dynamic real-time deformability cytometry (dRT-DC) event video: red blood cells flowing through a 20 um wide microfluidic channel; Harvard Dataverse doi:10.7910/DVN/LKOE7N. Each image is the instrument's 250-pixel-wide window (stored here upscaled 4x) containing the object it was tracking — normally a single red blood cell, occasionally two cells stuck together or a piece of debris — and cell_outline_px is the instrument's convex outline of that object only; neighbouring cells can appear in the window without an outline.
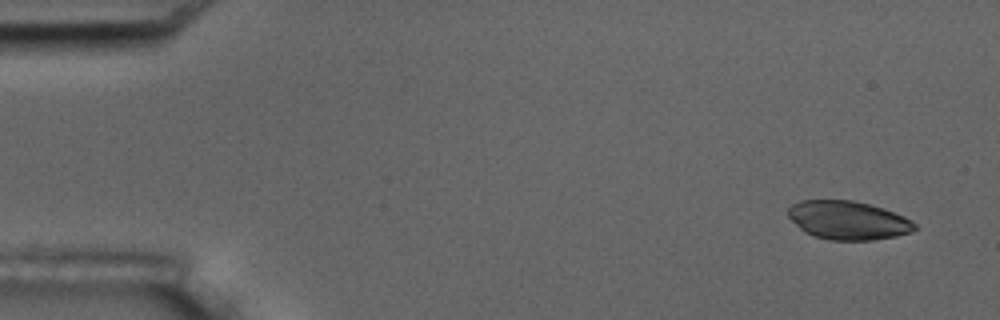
{"species": "common noctule bat (a hibernating species)", "species_latin": "Nyctalus noctula", "temperature_condition": "room temperature", "stored_images_in_passage": 5, "camera_frame_rate_fps": 3000, "um_per_image_px": 0.085, "animal": {"sex": "male", "body_mass_g": 17.5, "forearm_length_mm": 52.3}, "frame": {"image": 1, "passage_image": 1, "time_ms": 0.0, "image_size_px": [1000, 320], "cell_outline_px": [[916, 228], [912, 232], [896, 236], [872, 240], [832, 240], [816, 236], [804, 232], [788, 216], [788, 208], [792, 204], [800, 200], [852, 200], [884, 208], [904, 216], [912, 220], [916, 224]], "centroid_in_image_um": [72.1, 18.72], "position_along_channel_um": 12.9, "area_um2": 28.44}}